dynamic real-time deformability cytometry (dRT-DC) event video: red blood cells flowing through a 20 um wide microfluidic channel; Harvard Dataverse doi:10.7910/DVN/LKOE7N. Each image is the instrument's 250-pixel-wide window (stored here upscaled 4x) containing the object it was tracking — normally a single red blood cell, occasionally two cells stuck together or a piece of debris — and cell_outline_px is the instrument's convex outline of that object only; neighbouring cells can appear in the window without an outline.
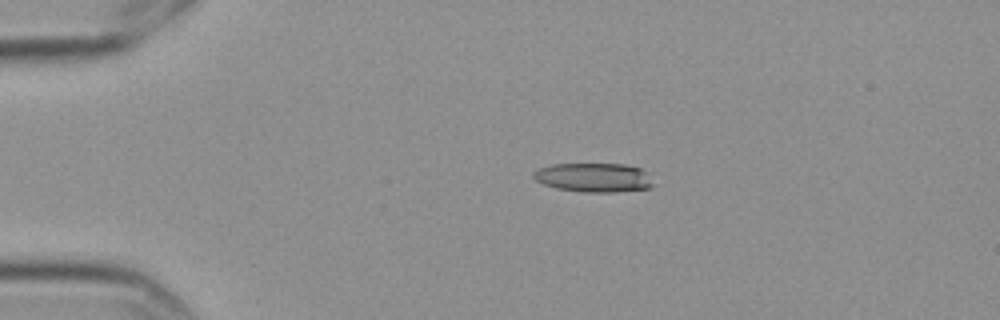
{"species": "Egyptian fruit bat (a non-hibernating species)", "species_latin": "Rousettus aegyptiacus", "temperature_condition": "cold", "stored_images_in_passage": 7, "camera_frame_rate_fps": 3000, "um_per_image_px": 0.085, "frame": {"image": 1, "passage_image": 1, "time_ms": 0.0, "image_size_px": [1000, 320], "cell_outline_px": [[656, 184], [652, 188], [616, 192], [584, 192], [556, 188], [544, 184], [536, 180], [532, 176], [532, 172], [536, 168], [552, 164], [624, 164], [640, 168], [648, 172]], "centroid_in_image_um": [50.51, 15.09], "position_along_channel_um": 34.5, "area_um2": 20.69}}
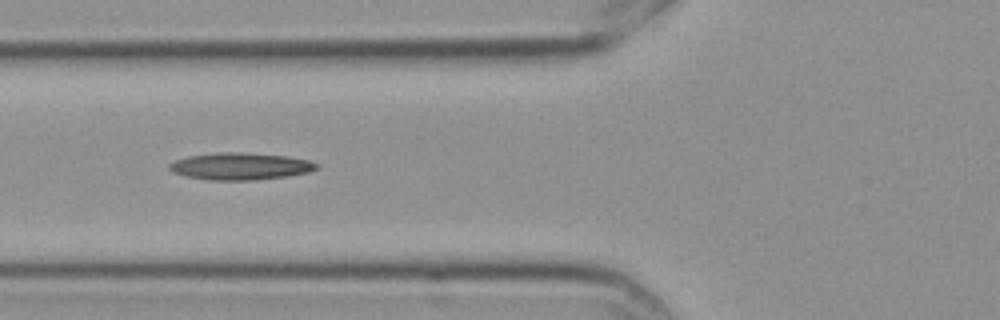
{"frame": {"image": 2, "passage_image": 4, "time_ms": 1.0, "image_size_px": [1000, 320], "cell_outline_px": [[320, 168], [308, 172], [288, 176], [256, 180], [208, 180], [188, 176], [172, 172], [168, 168], [168, 164], [176, 160], [188, 156], [216, 152], [240, 152], [288, 156], [308, 160], [320, 164]], "centroid_in_image_um": [20.45, 14.13], "position_along_channel_um": 105.3, "area_um2": 23.35}}
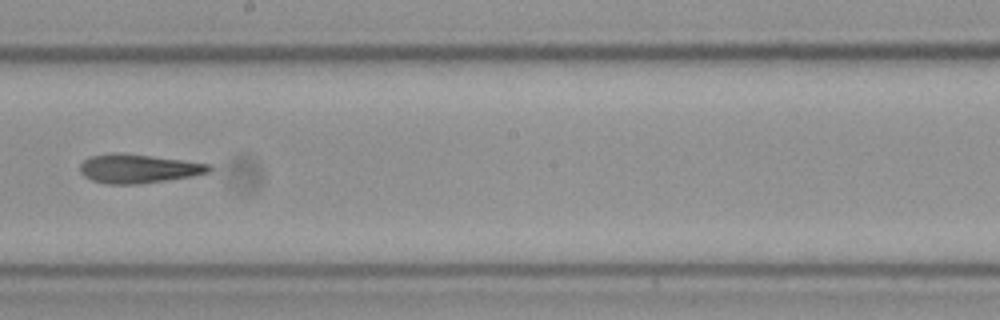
{"frame": {"image": 3, "passage_image": 7, "time_ms": 2.0, "image_size_px": [1000, 320], "cell_outline_px": [[212, 168], [208, 172], [192, 176], [136, 184], [104, 184], [92, 180], [84, 176], [80, 172], [80, 164], [88, 156], [112, 152], [124, 152], [208, 164]], "centroid_in_image_um": [11.67, 14.32], "position_along_channel_um": 236.5, "area_um2": 21.68}}